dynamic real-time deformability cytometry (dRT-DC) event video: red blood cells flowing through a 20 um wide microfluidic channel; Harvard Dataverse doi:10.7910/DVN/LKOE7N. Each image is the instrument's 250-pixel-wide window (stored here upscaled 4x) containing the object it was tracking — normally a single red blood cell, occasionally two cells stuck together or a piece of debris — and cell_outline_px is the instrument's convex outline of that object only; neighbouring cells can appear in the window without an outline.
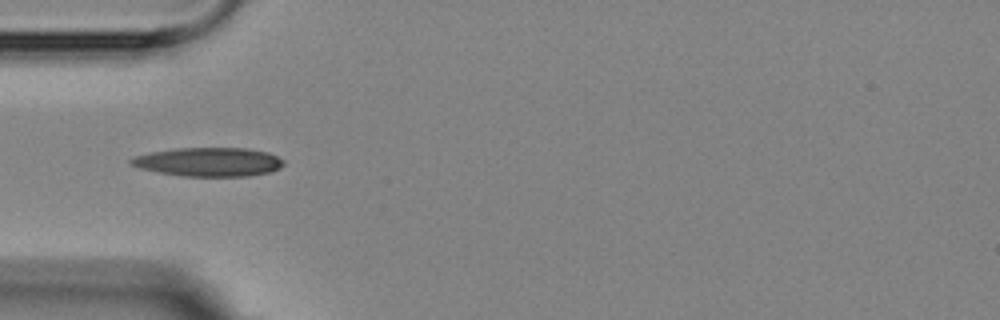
{"species": "Egyptian fruit bat (a non-hibernating species)", "species_latin": "Rousettus aegyptiacus", "temperature_condition": "room temperature", "stored_images_in_passage": 6, "camera_frame_rate_fps": 3000, "um_per_image_px": 0.085, "animal": {"sex": "female"}, "frame": {"image": 1, "passage_image": 3, "time_ms": 3.667, "image_size_px": [1000, 320], "cell_outline_px": [[284, 164], [280, 168], [272, 172], [248, 176], [184, 176], [160, 172], [140, 168], [128, 164], [128, 160], [132, 156], [152, 152], [176, 148], [244, 148], [268, 152], [284, 160]], "centroid_in_image_um": [17.74, 13.76], "position_along_channel_um": 67.3, "area_um2": 25.72}}
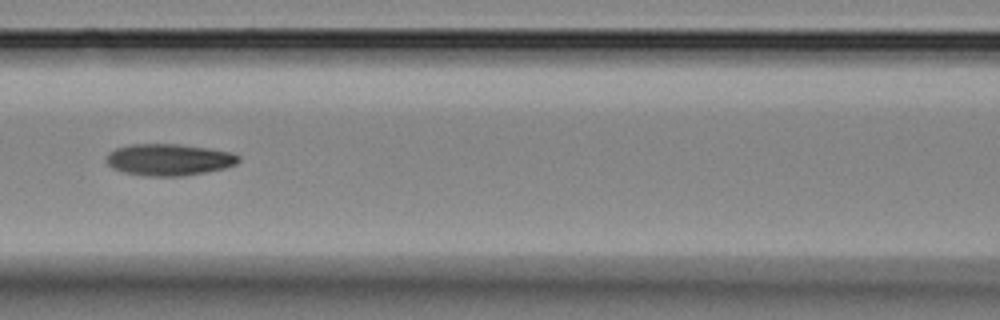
{"frame": {"image": 2, "passage_image": 5, "time_ms": 6.0, "image_size_px": [1000, 320], "cell_outline_px": [[240, 160], [236, 164], [224, 168], [204, 172], [180, 176], [144, 176], [124, 172], [112, 168], [104, 160], [108, 152], [116, 148], [128, 144], [176, 144], [204, 148], [228, 152], [240, 156]], "centroid_in_image_um": [14.29, 13.57], "position_along_channel_um": 152.3, "area_um2": 24.28}}
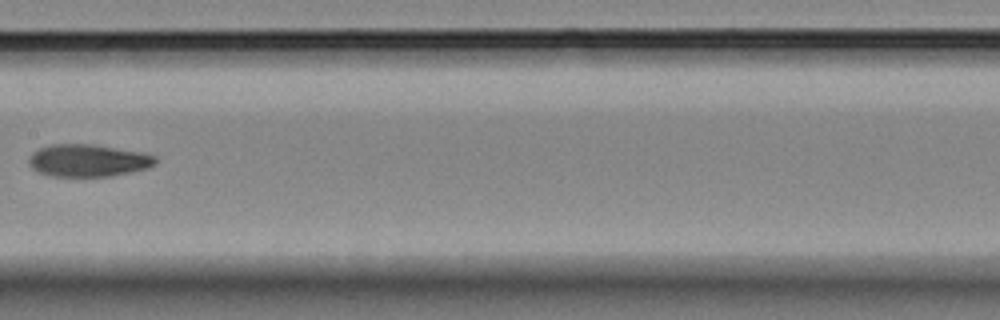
{"frame": {"image": 3, "passage_image": 6, "time_ms": 7.333, "image_size_px": [1000, 320], "cell_outline_px": [[156, 164], [148, 168], [112, 176], [52, 176], [40, 172], [32, 168], [28, 164], [28, 156], [32, 152], [48, 144], [92, 144], [144, 152], [156, 156]], "centroid_in_image_um": [7.49, 13.63], "position_along_channel_um": 199.9, "area_um2": 24.04}}